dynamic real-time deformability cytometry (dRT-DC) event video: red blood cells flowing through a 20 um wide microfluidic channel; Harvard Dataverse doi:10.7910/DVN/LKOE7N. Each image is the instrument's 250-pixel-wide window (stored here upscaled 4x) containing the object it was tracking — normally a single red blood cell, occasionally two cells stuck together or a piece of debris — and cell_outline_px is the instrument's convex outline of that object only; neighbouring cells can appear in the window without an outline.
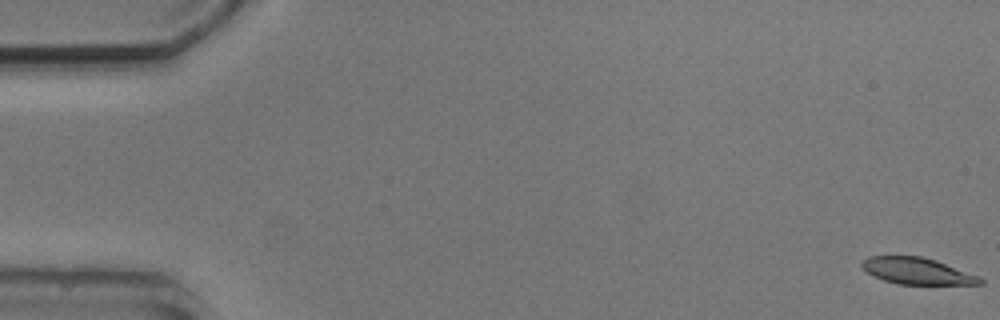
{"species": "common noctule bat (a hibernating species)", "species_latin": "Nyctalus noctula", "temperature_condition": "cold", "stored_images_in_passage": 3, "camera_frame_rate_fps": 3000, "um_per_image_px": 0.085, "animal": {"sex": "male", "body_mass_g": 20.5, "forearm_length_mm": 52.5}, "frame": {"image": 1, "passage_image": 1, "time_ms": 0.0, "image_size_px": [1000, 320], "cell_outline_px": [[984, 284], [900, 284], [884, 280], [868, 272], [860, 264], [868, 256], [920, 256], [936, 260], [980, 276], [984, 280]], "centroid_in_image_um": [78.01, 23.03], "position_along_channel_um": 7.0, "area_um2": 18.09}}